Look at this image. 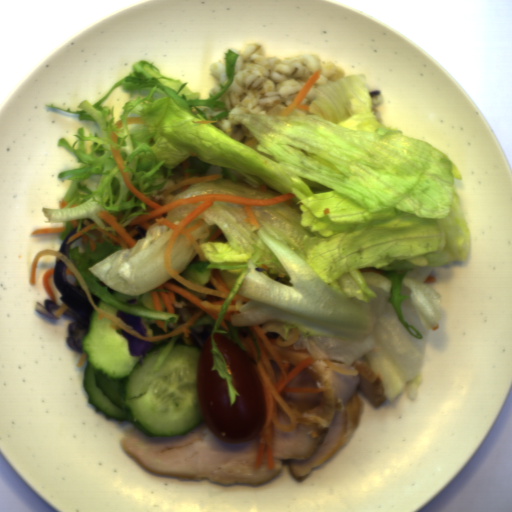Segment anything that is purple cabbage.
I'll list each match as a JSON object with an SVG mask.
<instances>
[{"label": "purple cabbage", "mask_w": 512, "mask_h": 512, "mask_svg": "<svg viewBox=\"0 0 512 512\" xmlns=\"http://www.w3.org/2000/svg\"><path fill=\"white\" fill-rule=\"evenodd\" d=\"M67 268L59 259L52 273L53 283L61 294L59 300L62 304H57L52 299H44L43 305L36 302L35 311L54 320H60L62 315L69 318L72 322L67 325L68 336L65 341L71 349L81 354L82 341L90 329L94 309L77 277L74 276L77 281L75 286L68 282Z\"/></svg>", "instance_id": "purple-cabbage-1"}, {"label": "purple cabbage", "mask_w": 512, "mask_h": 512, "mask_svg": "<svg viewBox=\"0 0 512 512\" xmlns=\"http://www.w3.org/2000/svg\"><path fill=\"white\" fill-rule=\"evenodd\" d=\"M120 335L126 338L127 346L130 354L133 356H137L141 364H144V358L146 356V353L150 350L154 349L153 344L151 342H145L142 341L125 330L122 329Z\"/></svg>", "instance_id": "purple-cabbage-2"}, {"label": "purple cabbage", "mask_w": 512, "mask_h": 512, "mask_svg": "<svg viewBox=\"0 0 512 512\" xmlns=\"http://www.w3.org/2000/svg\"><path fill=\"white\" fill-rule=\"evenodd\" d=\"M116 317L123 321L127 326L148 337V331L142 323L143 318L141 316L126 314L123 311L117 309Z\"/></svg>", "instance_id": "purple-cabbage-3"}, {"label": "purple cabbage", "mask_w": 512, "mask_h": 512, "mask_svg": "<svg viewBox=\"0 0 512 512\" xmlns=\"http://www.w3.org/2000/svg\"><path fill=\"white\" fill-rule=\"evenodd\" d=\"M77 233H78V232H77V226H76L74 229H72V230L69 232V234H68V235L63 239V241H62V243H61V246H60V249H59V251H58V252L63 253L67 258H68L67 254H68L69 250H71V242H70L69 244H66V243H67V241H68L72 236H74V235H75V234H77Z\"/></svg>", "instance_id": "purple-cabbage-4"}]
</instances>
